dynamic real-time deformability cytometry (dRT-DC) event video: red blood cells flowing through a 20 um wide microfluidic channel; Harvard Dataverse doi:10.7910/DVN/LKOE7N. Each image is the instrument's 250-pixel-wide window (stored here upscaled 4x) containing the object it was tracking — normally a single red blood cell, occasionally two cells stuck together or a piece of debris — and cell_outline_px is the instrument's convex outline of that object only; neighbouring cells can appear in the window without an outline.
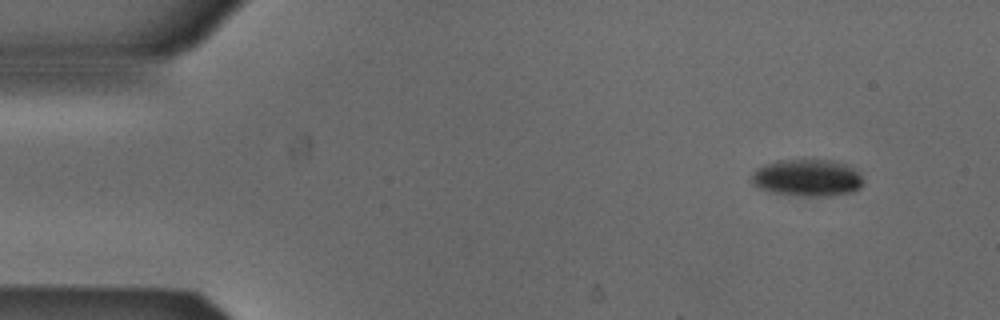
{"species": "Egyptian fruit bat (a non-hibernating species)", "species_latin": "Rousettus aegyptiacus", "temperature_condition": "cold", "stored_images_in_passage": 49, "camera_frame_rate_fps": 3000, "um_per_image_px": 0.085, "animal": {"sex": "male"}, "frame": {"image": 1, "passage_image": 1, "time_ms": 0.0, "image_size_px": [1000, 320], "cell_outline_px": [[864, 184], [860, 188], [852, 192], [832, 196], [808, 196], [772, 192], [756, 188], [748, 180], [748, 176], [756, 168], [764, 164], [776, 160], [836, 160], [848, 164], [860, 172], [864, 180]], "centroid_in_image_um": [68.61, 15.1], "position_along_channel_um": 16.4, "area_um2": 24.8}}
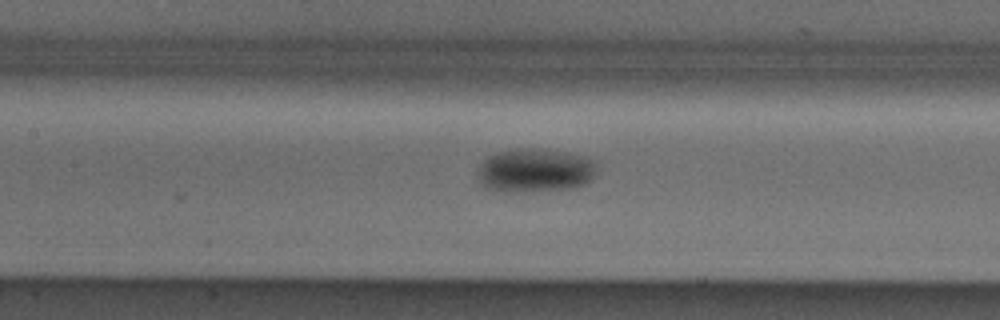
{"frame": {"image": 2, "passage_image": 20, "time_ms": 6.333, "image_size_px": [1000, 320], "cell_outline_px": [[596, 176], [588, 184], [572, 188], [524, 192], [504, 192], [484, 188], [476, 172], [480, 164], [488, 156], [500, 152], [516, 148], [528, 148], [568, 152], [592, 160], [596, 164]], "centroid_in_image_um": [45.48, 14.51], "position_along_channel_um": 161.9, "area_um2": 30.69}}
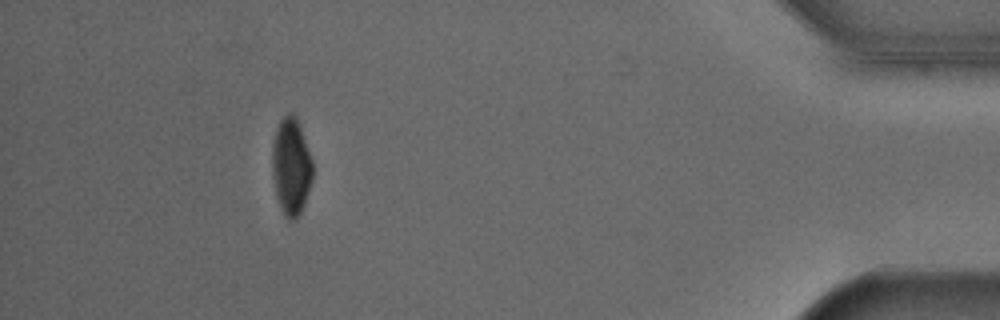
{"frame": {"image": 3, "passage_image": 44, "time_ms": 14.333, "image_size_px": [1000, 320], "cell_outline_px": [[312, 180], [304, 204], [296, 220], [288, 220], [284, 216], [280, 208], [276, 196], [272, 176], [272, 144], [276, 128], [280, 120], [288, 112], [292, 112], [296, 116], [300, 124], [312, 160]], "centroid_in_image_um": [24.73, 14.14], "position_along_channel_um": 410.5, "area_um2": 23.18}, "authors_computed_cell_mechanics": {"area_um2": 25.6632, "velocity_mm_per_s": 3.8833, "shape_relaxation_time_tau1_ms": 3.6295, "shape_relaxation_time_tau2_ms": null, "deformation_change_tau1": 0.1024, "deformation_change_tau2": null}}